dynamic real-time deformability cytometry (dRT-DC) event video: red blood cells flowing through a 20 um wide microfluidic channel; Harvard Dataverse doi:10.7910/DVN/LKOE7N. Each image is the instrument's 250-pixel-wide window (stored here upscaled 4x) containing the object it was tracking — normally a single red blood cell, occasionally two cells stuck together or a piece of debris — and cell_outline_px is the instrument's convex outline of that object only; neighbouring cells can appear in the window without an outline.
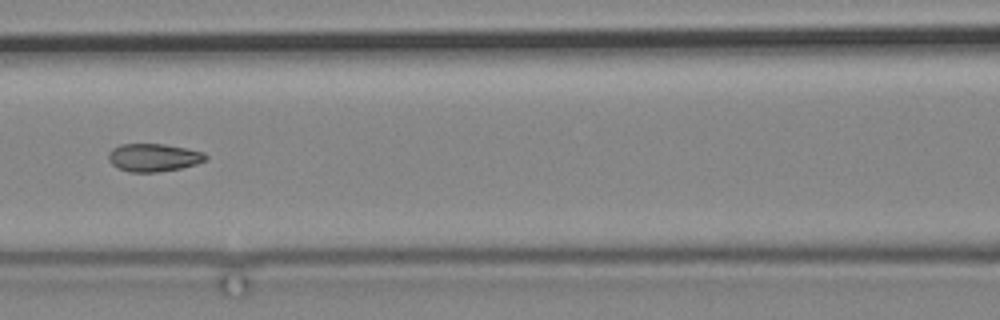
{"species": "common noctule bat (a hibernating species)", "species_latin": "Nyctalus noctula", "temperature_condition": "cold", "stored_images_in_passage": 13, "camera_frame_rate_fps": 3000, "um_per_image_px": 0.085, "animal": {"sex": "male", "body_mass_g": 19.2, "forearm_length_mm": 51.8}, "frame": {"image": 1, "passage_image": 11, "time_ms": 13.0, "image_size_px": [1000, 320], "cell_outline_px": [[208, 160], [196, 164], [180, 168], [156, 172], [128, 172], [116, 168], [108, 160], [108, 152], [112, 148], [120, 144], [164, 144], [204, 152], [208, 156]], "centroid_in_image_um": [13.03, 13.39], "position_along_channel_um": 153.6, "area_um2": 15.95}}
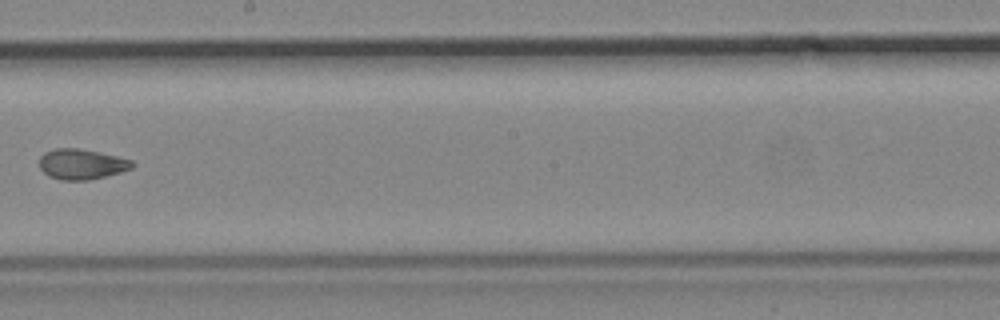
{"frame": {"image": 2, "passage_image": 13, "time_ms": 15.667, "image_size_px": [1000, 320], "cell_outline_px": [[136, 164], [132, 168], [120, 172], [88, 180], [60, 180], [48, 176], [40, 168], [40, 156], [44, 152], [56, 148], [80, 148], [100, 152], [132, 160]], "centroid_in_image_um": [6.93, 13.94], "position_along_channel_um": 241.3, "area_um2": 16.47}}